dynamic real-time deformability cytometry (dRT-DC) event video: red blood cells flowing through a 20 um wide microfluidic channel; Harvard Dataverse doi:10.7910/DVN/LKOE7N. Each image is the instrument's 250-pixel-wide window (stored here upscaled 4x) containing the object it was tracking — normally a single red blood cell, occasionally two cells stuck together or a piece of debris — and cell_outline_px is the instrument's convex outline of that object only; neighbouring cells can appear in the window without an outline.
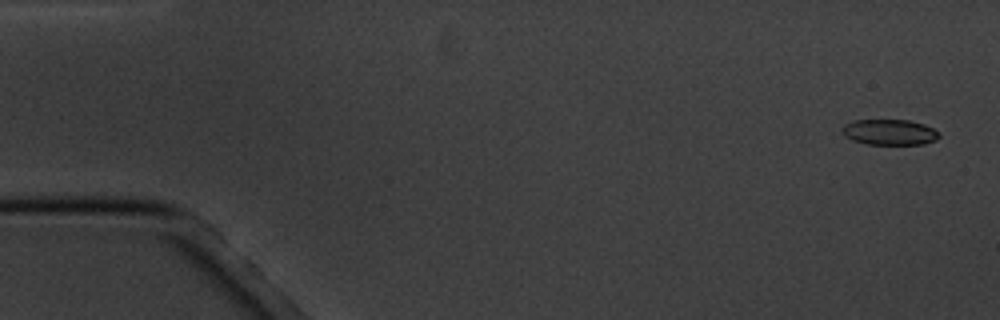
{"species": "common noctule bat (a hibernating species)", "species_latin": "Nyctalus noctula", "temperature_condition": "cold", "stored_images_in_passage": 5, "camera_frame_rate_fps": 3000, "um_per_image_px": 0.085, "animal": {"sex": "male", "body_mass_g": 20.1, "forearm_length_mm": 53.5}, "frame": {"image": 1, "passage_image": 1, "time_ms": 0.0, "image_size_px": [1000, 320], "cell_outline_px": [[940, 136], [936, 140], [924, 144], [868, 144], [852, 140], [844, 136], [840, 128], [844, 124], [856, 120], [908, 120], [924, 124], [940, 132]], "centroid_in_image_um": [75.61, 11.23], "position_along_channel_um": 9.4, "area_um2": 14.57}}
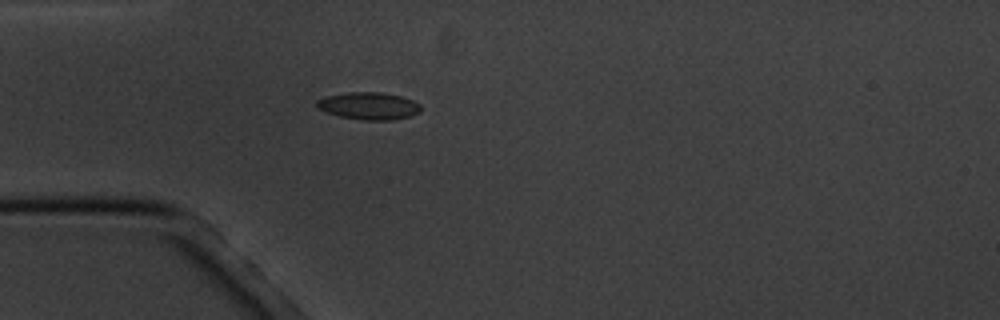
{"frame": {"image": 2, "passage_image": 5, "time_ms": 4.667, "image_size_px": [1000, 320], "cell_outline_px": [[420, 112], [408, 116], [392, 120], [364, 120], [340, 116], [316, 108], [316, 100], [324, 96], [348, 92], [380, 92], [400, 96], [412, 100], [420, 104]], "centroid_in_image_um": [31.32, 8.99], "position_along_channel_um": 53.7, "area_um2": 16.47}}